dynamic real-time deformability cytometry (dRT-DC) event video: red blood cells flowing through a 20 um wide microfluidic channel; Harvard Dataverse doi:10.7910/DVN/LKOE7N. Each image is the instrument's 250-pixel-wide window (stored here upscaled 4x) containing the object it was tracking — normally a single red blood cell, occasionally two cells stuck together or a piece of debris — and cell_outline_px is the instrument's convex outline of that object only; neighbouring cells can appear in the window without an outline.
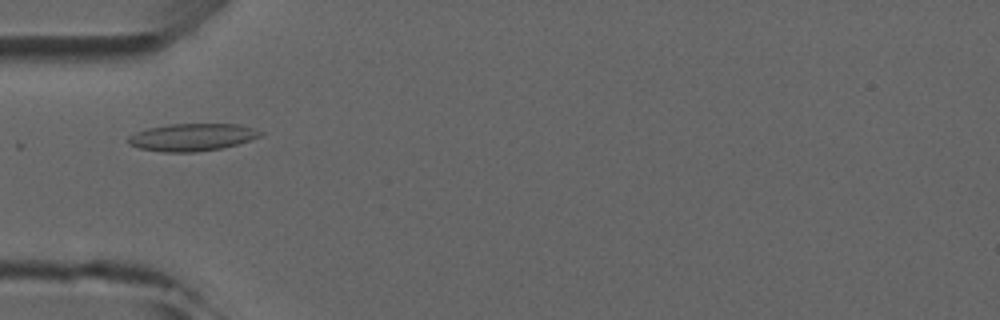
{"species": "common noctule bat (a hibernating species)", "species_latin": "Nyctalus noctula", "temperature_condition": "room temperature", "stored_images_in_passage": 7, "camera_frame_rate_fps": 3000, "um_per_image_px": 0.085, "animal": {"sex": "male", "forearm_length_mm": 52.5}, "frame": {"image": 1, "passage_image": 5, "time_ms": 4.667, "image_size_px": [1000, 320], "cell_outline_px": [[264, 132], [260, 136], [236, 144], [220, 148], [196, 152], [164, 152], [140, 148], [128, 144], [128, 136], [136, 132], [148, 128], [168, 124], [236, 124], [252, 128]], "centroid_in_image_um": [16.29, 11.66], "position_along_channel_um": 68.7, "area_um2": 20.87}}
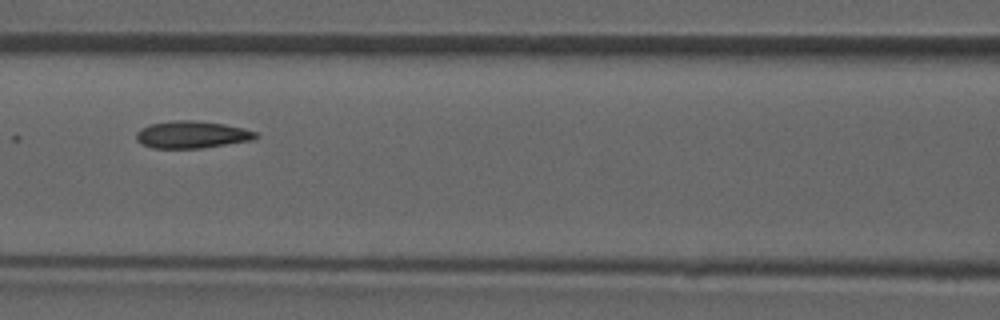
{"frame": {"image": 2, "passage_image": 7, "time_ms": 6.667, "image_size_px": [1000, 320], "cell_outline_px": [[260, 136], [252, 140], [200, 148], [152, 148], [140, 144], [136, 140], [136, 132], [140, 128], [152, 124], [176, 120], [192, 120], [224, 124], [244, 128], [256, 132]], "centroid_in_image_um": [16.29, 11.44], "position_along_channel_um": 150.3, "area_um2": 18.9}}